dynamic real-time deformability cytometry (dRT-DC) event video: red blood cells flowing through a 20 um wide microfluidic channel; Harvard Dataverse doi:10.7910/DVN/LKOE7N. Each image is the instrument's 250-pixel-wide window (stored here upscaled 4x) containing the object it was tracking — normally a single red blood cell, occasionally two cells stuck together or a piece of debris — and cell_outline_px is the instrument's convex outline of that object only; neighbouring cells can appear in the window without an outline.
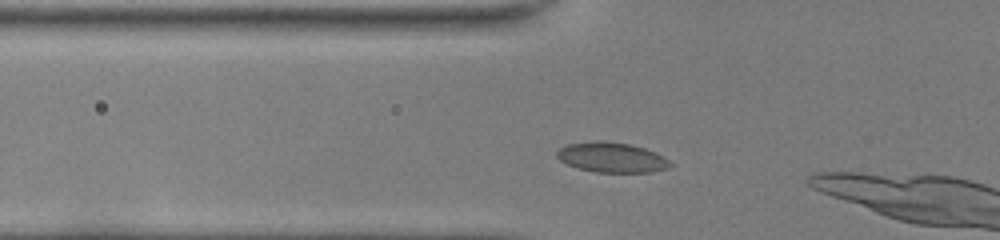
{"species": "common noctule bat (a hibernating species)", "species_latin": "Nyctalus noctula", "temperature_condition": "room temperature", "stored_images_in_passage": 8, "camera_frame_rate_fps": 3000, "um_per_image_px": 0.085, "animal": {"sex": "female", "body_mass_g": 22.0, "forearm_length_mm": 56.7}, "frame": {"image": 1, "passage_image": 5, "time_ms": 1.333, "image_size_px": [1000, 240], "cell_outline_px": [[672, 164], [668, 168], [652, 172], [596, 172], [580, 168], [568, 164], [560, 160], [556, 156], [556, 152], [560, 148], [568, 144], [596, 140], [600, 140], [632, 144], [656, 152], [668, 160]], "centroid_in_image_um": [52.0, 13.37], "position_along_channel_um": 73.8, "area_um2": 19.77}}